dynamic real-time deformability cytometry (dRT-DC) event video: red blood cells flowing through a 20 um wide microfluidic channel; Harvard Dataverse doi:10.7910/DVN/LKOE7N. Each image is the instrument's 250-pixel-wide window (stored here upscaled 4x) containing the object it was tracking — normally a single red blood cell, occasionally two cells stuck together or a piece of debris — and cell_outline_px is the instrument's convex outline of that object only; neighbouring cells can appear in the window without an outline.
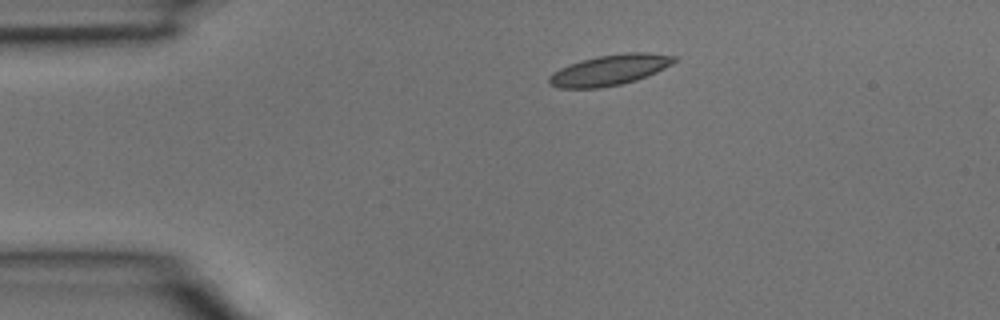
{"species": "common noctule bat (a hibernating species)", "species_latin": "Nyctalus noctula", "temperature_condition": "room temperature", "stored_images_in_passage": 3, "camera_frame_rate_fps": 3000, "um_per_image_px": 0.085, "animal": {"sex": "male", "body_mass_g": 15.6}, "frame": {"image": 1, "passage_image": 3, "time_ms": 0.667, "image_size_px": [1000, 320], "cell_outline_px": [[680, 60], [656, 72], [636, 80], [624, 84], [600, 88], [560, 88], [548, 84], [548, 76], [552, 72], [568, 64], [580, 60], [596, 56], [624, 52], [648, 52], [676, 56]], "centroid_in_image_um": [51.82, 5.94], "position_along_channel_um": 33.2, "area_um2": 22.72}}